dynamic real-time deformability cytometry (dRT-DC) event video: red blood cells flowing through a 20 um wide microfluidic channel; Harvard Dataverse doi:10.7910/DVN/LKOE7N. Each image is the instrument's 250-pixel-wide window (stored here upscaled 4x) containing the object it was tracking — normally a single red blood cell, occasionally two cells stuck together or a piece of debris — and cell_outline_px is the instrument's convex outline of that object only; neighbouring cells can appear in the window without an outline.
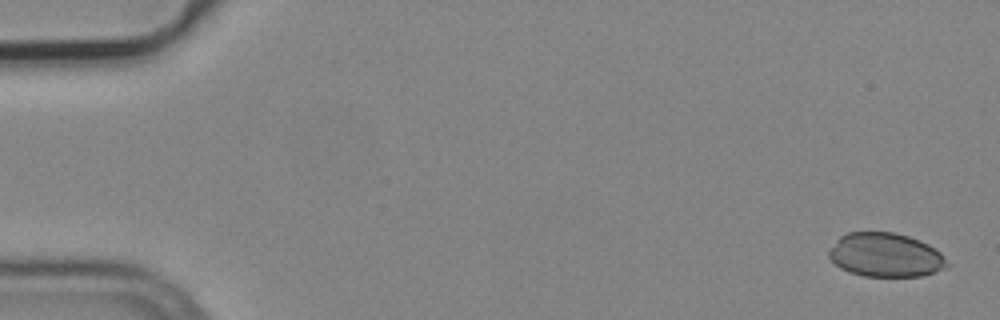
{"species": "common noctule bat (a hibernating species)", "species_latin": "Nyctalus noctula", "temperature_condition": "cold", "stored_images_in_passage": 2, "camera_frame_rate_fps": 3000, "um_per_image_px": 0.085, "animal": {"sex": "male", "body_mass_g": 19.2, "forearm_length_mm": 51.8}, "frame": {"image": 1, "passage_image": 1, "time_ms": 0.0, "image_size_px": [1000, 320], "cell_outline_px": [[952, 264], [948, 268], [936, 272], [920, 276], [864, 276], [848, 272], [840, 268], [828, 256], [828, 252], [836, 240], [840, 236], [848, 232], [892, 232], [908, 236], [928, 244], [940, 252]], "centroid_in_image_um": [75.3, 21.68], "position_along_channel_um": 9.7, "area_um2": 30.46}}